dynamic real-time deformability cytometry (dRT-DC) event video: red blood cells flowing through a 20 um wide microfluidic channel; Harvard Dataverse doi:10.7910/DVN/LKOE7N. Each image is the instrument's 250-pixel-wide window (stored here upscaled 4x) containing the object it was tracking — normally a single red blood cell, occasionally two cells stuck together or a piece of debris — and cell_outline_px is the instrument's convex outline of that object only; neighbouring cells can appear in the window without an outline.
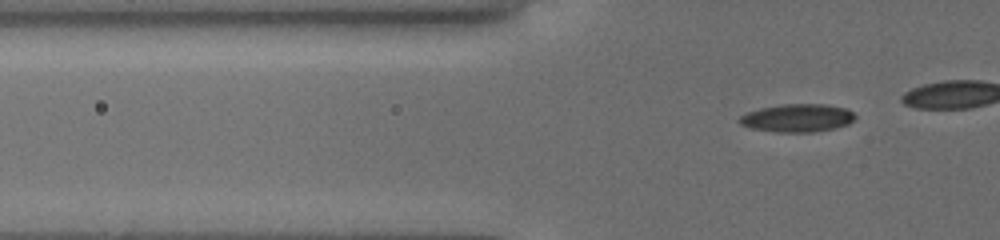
{"species": "common noctule bat (a hibernating species)", "species_latin": "Nyctalus noctula", "temperature_condition": "cold", "stored_images_in_passage": 31, "camera_frame_rate_fps": 3000, "um_per_image_px": 0.085, "animal": {"sex": "female", "body_mass_g": 19.5, "forearm_length_mm": 54.1}, "frame": {"image": 1, "passage_image": 8, "time_ms": 2.333, "image_size_px": [1000, 240], "cell_outline_px": [[856, 116], [848, 124], [836, 128], [812, 132], [776, 132], [752, 128], [740, 124], [736, 120], [740, 116], [748, 112], [760, 108], [780, 104], [824, 104], [844, 108], [852, 112]], "centroid_in_image_um": [67.74, 10.03], "position_along_channel_um": 58.1, "area_um2": 18.84}}
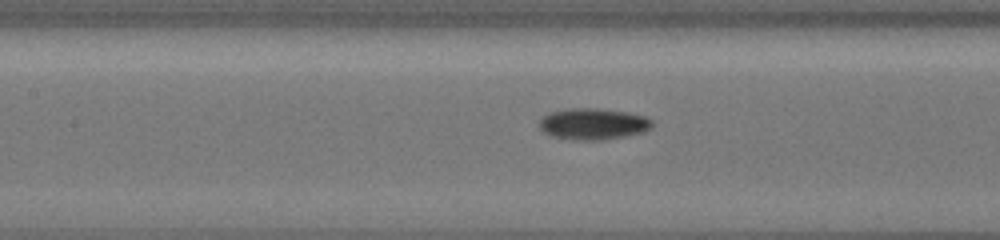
{"frame": {"image": 2, "passage_image": 18, "time_ms": 5.333, "image_size_px": [1000, 240], "cell_outline_px": [[652, 124], [644, 132], [604, 140], [572, 140], [552, 136], [544, 132], [540, 128], [540, 120], [544, 116], [552, 112], [568, 108], [596, 108], [628, 112], [644, 116], [652, 120]], "centroid_in_image_um": [50.41, 10.54], "position_along_channel_um": 157.0, "area_um2": 20.52}}
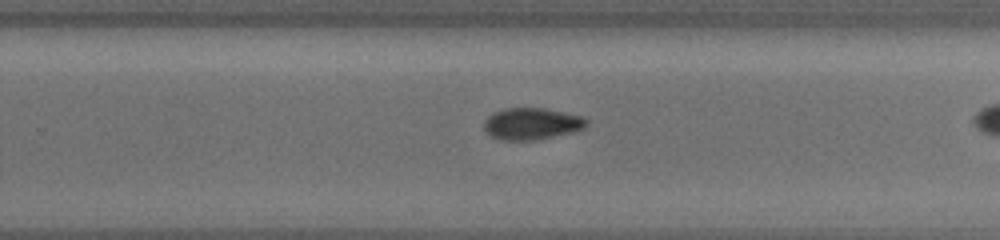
{"frame": {"image": 3, "passage_image": 27, "time_ms": 8.667, "image_size_px": [1000, 240], "cell_outline_px": [[588, 124], [584, 128], [572, 132], [532, 140], [500, 140], [492, 136], [484, 128], [484, 124], [488, 116], [504, 108], [540, 108], [580, 116], [588, 120]], "centroid_in_image_um": [45.18, 10.52], "position_along_channel_um": 284.6, "area_um2": 18.5}}